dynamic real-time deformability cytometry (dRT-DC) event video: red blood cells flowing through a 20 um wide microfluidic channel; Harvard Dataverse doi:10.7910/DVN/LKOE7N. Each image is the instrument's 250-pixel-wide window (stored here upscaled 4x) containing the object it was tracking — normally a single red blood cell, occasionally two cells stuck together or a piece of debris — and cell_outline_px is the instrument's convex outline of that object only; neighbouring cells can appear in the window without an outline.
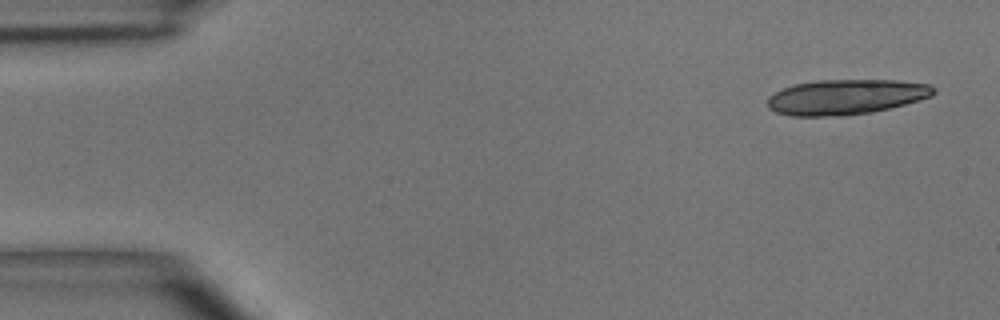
{"species": "common noctule bat (a hibernating species)", "species_latin": "Nyctalus noctula", "temperature_condition": "room temperature", "stored_images_in_passage": 4, "camera_frame_rate_fps": 3000, "um_per_image_px": 0.085, "animal": {"sex": "male", "body_mass_g": 15.6}, "frame": {"image": 1, "passage_image": 1, "time_ms": 0.0, "image_size_px": [1000, 320], "cell_outline_px": [[936, 92], [932, 96], [904, 104], [872, 112], [844, 116], [792, 116], [776, 112], [768, 108], [768, 96], [784, 88], [796, 84], [816, 80], [896, 80], [928, 84], [936, 88]], "centroid_in_image_um": [71.91, 8.24], "position_along_channel_um": 13.1, "area_um2": 33.99}}